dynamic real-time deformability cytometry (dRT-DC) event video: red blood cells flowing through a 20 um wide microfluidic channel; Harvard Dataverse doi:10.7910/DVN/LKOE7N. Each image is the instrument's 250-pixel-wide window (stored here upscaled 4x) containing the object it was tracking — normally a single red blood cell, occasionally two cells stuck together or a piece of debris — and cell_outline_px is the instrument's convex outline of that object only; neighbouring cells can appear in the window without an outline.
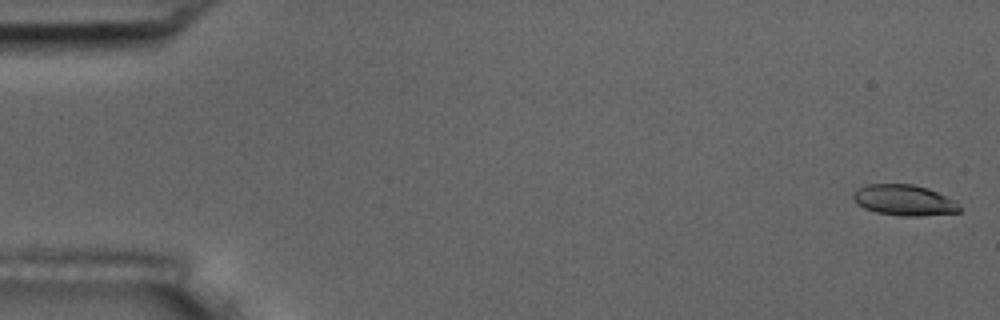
{"species": "common noctule bat (a hibernating species)", "species_latin": "Nyctalus noctula", "temperature_condition": "room temperature", "stored_images_in_passage": 6, "camera_frame_rate_fps": 3000, "um_per_image_px": 0.085, "animal": {"sex": "male", "body_mass_g": 17.5, "forearm_length_mm": 52.3}, "frame": {"image": 1, "passage_image": 1, "time_ms": 0.0, "image_size_px": [1000, 320], "cell_outline_px": [[960, 212], [920, 216], [900, 216], [876, 212], [864, 208], [856, 204], [852, 196], [852, 192], [868, 184], [912, 184], [928, 188], [952, 200], [960, 208]], "centroid_in_image_um": [76.79, 17.02], "position_along_channel_um": 8.2, "area_um2": 18.9}}
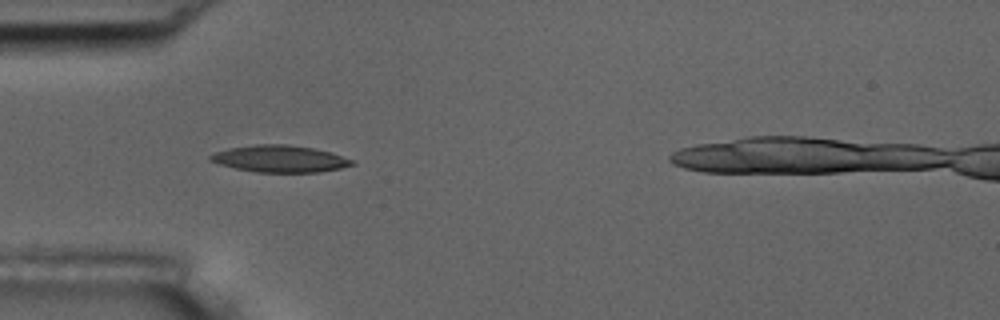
{"frame": {"image": 2, "passage_image": 5, "time_ms": 5.333, "image_size_px": [1000, 320], "cell_outline_px": [[356, 164], [340, 168], [320, 172], [256, 172], [236, 168], [220, 164], [208, 160], [208, 156], [212, 152], [228, 148], [256, 144], [288, 144], [312, 148], [332, 152], [352, 160]], "centroid_in_image_um": [23.75, 13.49], "position_along_channel_um": 61.2, "area_um2": 22.25}}